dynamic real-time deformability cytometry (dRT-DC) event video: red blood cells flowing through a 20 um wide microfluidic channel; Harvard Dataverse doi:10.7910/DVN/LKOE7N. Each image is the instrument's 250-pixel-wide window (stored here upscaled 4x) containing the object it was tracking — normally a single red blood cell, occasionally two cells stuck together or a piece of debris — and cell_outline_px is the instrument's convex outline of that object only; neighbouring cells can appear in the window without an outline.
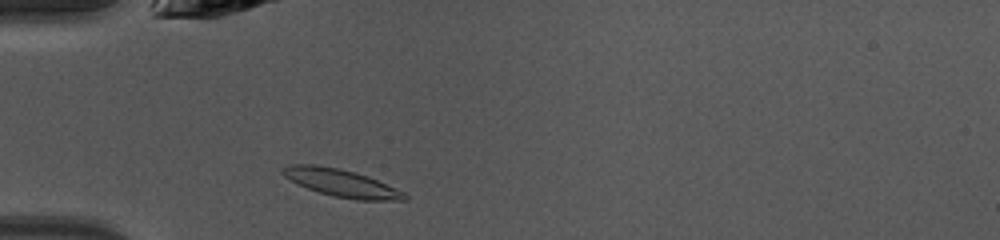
{"species": "common noctule bat (a hibernating species)", "species_latin": "Nyctalus noctula", "temperature_condition": "warm", "stored_images_in_passage": 36, "camera_frame_rate_fps": 3000, "um_per_image_px": 0.085, "animal": {"sex": "female", "body_mass_g": 10.0, "forearm_length_mm": 53.1}, "frame": {"image": 1, "passage_image": 2, "time_ms": 0.333, "image_size_px": [1000, 240], "cell_outline_px": [[408, 200], [356, 200], [332, 196], [308, 188], [284, 176], [280, 172], [284, 168], [292, 164], [312, 164], [336, 168], [368, 176], [404, 192], [408, 196]], "centroid_in_image_um": [29.05, 15.57], "position_along_channel_um": 56.0, "area_um2": 19.13}}
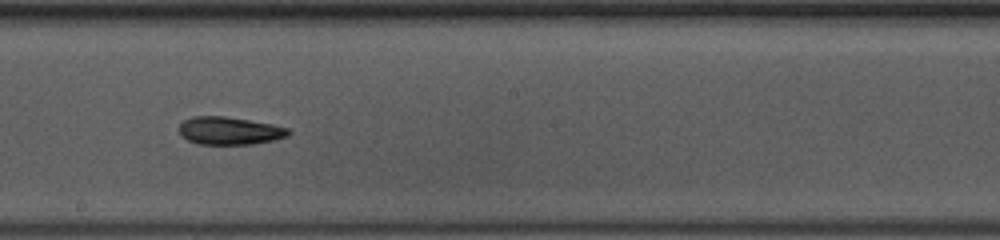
{"frame": {"image": 2, "passage_image": 15, "time_ms": 4.667, "image_size_px": [1000, 240], "cell_outline_px": [[292, 132], [288, 136], [276, 140], [252, 144], [200, 144], [188, 140], [180, 136], [180, 124], [184, 120], [192, 116], [224, 116], [272, 124], [288, 128]], "centroid_in_image_um": [19.53, 11.12], "position_along_channel_um": 228.7, "area_um2": 17.74}}
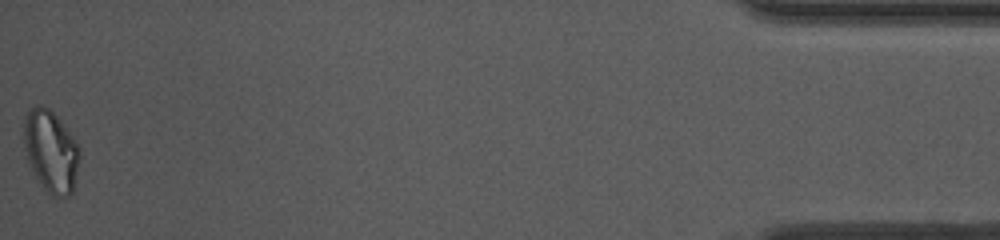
{"frame": {"image": 3, "passage_image": 36, "time_ms": 11.667, "image_size_px": [1000, 240], "cell_outline_px": [[80, 156], [72, 192], [68, 196], [52, 196], [44, 188], [28, 164], [24, 148], [24, 116], [32, 108], [40, 104], [48, 108], [60, 120], [72, 136], [80, 148]], "centroid_in_image_um": [4.31, 12.84], "position_along_channel_um": 430.9, "area_um2": 26.36}, "authors_computed_cell_mechanics": {"area_um2": 18.3226, "velocity_mm_per_s": 4.1406, "shape_relaxation_time_tau1_ms": 6.5391, "shape_relaxation_time_tau2_ms": 6.4881, "deformation_change_tau1": 0.1555, "deformation_change_tau2": 0.1296}}